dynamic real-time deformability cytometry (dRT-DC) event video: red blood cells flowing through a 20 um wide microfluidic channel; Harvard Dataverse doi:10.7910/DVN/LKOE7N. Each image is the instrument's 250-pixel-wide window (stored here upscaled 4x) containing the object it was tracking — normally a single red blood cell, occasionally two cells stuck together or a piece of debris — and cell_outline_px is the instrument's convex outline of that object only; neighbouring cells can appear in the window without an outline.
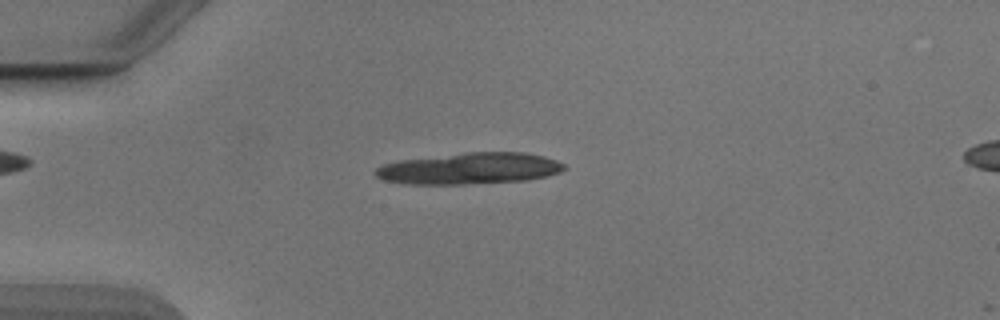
{"species": "Egyptian fruit bat (a non-hibernating species)", "species_latin": "Rousettus aegyptiacus", "temperature_condition": "cold", "stored_images_in_passage": 4, "camera_frame_rate_fps": 3000, "um_per_image_px": 0.085, "animal": {"sex": "male"}, "frame": {"image": 1, "passage_image": 2, "time_ms": 0.333, "image_size_px": [1000, 320], "cell_outline_px": [[568, 168], [560, 172], [548, 176], [528, 180], [464, 184], [404, 184], [384, 180], [376, 176], [372, 172], [376, 168], [384, 164], [400, 160], [464, 152], [524, 152], [544, 156], [556, 160], [564, 164]], "centroid_in_image_um": [39.93, 14.32], "position_along_channel_um": 45.1, "area_um2": 34.8}}